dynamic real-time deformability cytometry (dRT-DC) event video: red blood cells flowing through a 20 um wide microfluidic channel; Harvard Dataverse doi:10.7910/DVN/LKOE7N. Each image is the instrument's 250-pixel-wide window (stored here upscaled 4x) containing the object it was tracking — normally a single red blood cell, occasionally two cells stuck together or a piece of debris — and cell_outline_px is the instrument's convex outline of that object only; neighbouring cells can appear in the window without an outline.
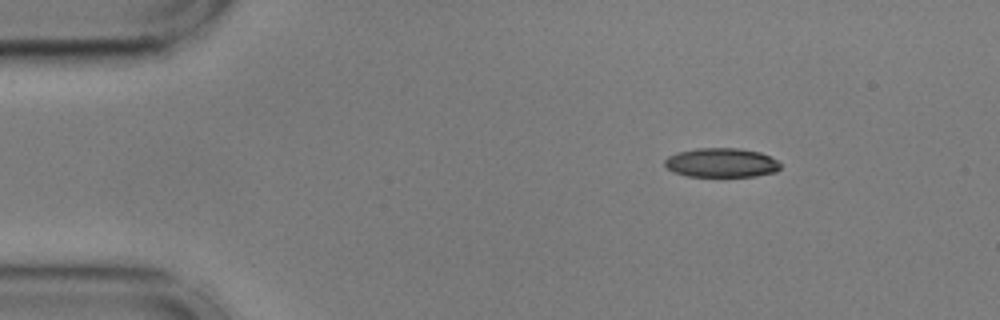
{"species": "common noctule bat (a hibernating species)", "species_latin": "Nyctalus noctula", "temperature_condition": "cold", "stored_images_in_passage": 34, "camera_frame_rate_fps": 3000, "um_per_image_px": 0.085, "animal": {"sex": "male", "body_mass_g": 17.9, "forearm_length_mm": 54.2}, "frame": {"image": 1, "passage_image": 1, "time_ms": 0.0, "image_size_px": [1000, 320], "cell_outline_px": [[780, 168], [776, 172], [756, 176], [688, 176], [676, 172], [668, 168], [664, 164], [664, 160], [668, 156], [676, 152], [696, 148], [740, 148], [760, 152], [776, 160], [780, 164]], "centroid_in_image_um": [61.31, 13.82], "position_along_channel_um": 23.7, "area_um2": 19.65}}
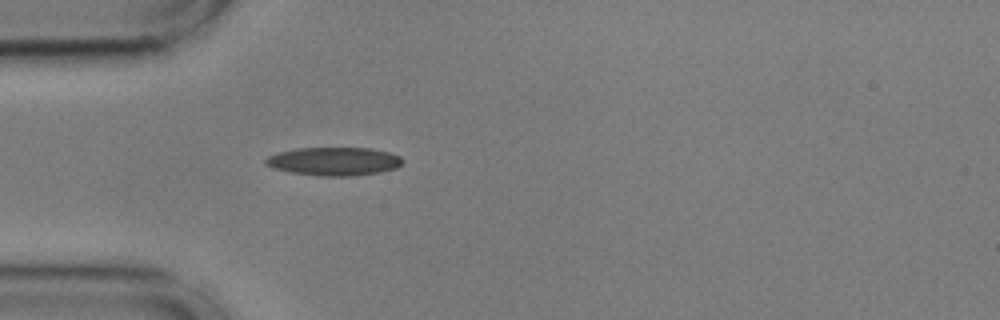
{"frame": {"image": 2, "passage_image": 9, "time_ms": 2.667, "image_size_px": [1000, 320], "cell_outline_px": [[404, 160], [396, 168], [380, 172], [356, 176], [320, 176], [292, 172], [276, 168], [264, 164], [264, 160], [268, 156], [280, 152], [296, 148], [372, 148], [388, 152], [400, 156]], "centroid_in_image_um": [28.42, 13.71], "position_along_channel_um": 56.6, "area_um2": 22.54}}
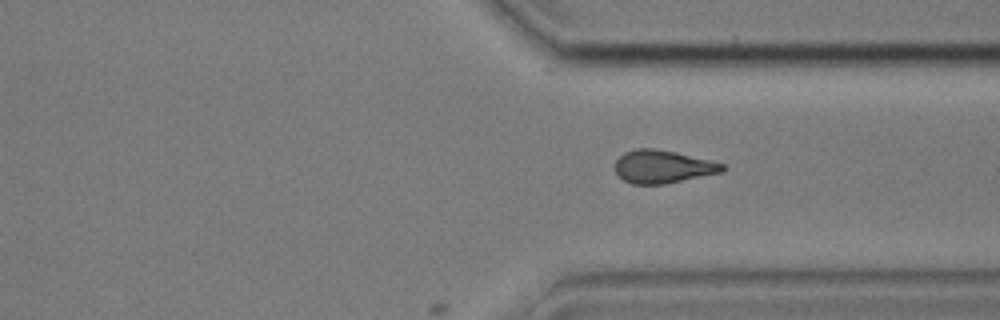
{"frame": {"image": 3, "passage_image": 34, "time_ms": 11.0, "image_size_px": [1000, 320], "cell_outline_px": [[728, 168], [720, 172], [664, 184], [632, 184], [616, 176], [616, 160], [624, 152], [636, 148], [656, 148], [676, 152], [724, 164]], "centroid_in_image_um": [56.3, 14.16], "position_along_channel_um": 355.1, "area_um2": 20.52}}